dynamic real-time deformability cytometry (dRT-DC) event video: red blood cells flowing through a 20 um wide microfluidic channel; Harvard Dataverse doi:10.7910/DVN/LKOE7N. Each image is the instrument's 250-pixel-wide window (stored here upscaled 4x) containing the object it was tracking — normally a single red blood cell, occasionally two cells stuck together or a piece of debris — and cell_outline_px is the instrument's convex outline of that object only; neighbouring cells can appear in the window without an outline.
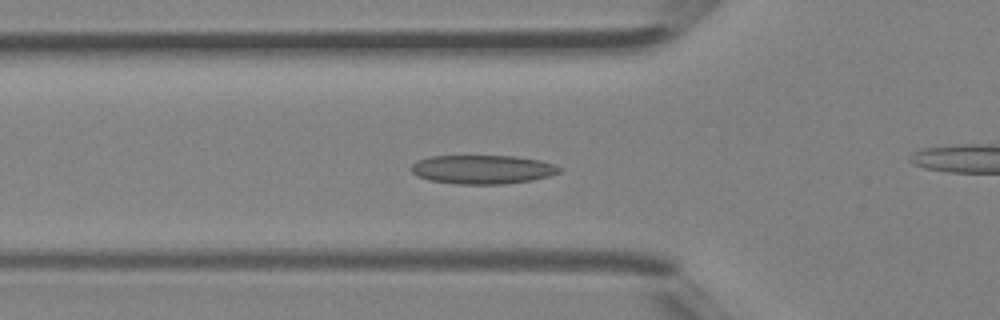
{"species": "Egyptian fruit bat (a non-hibernating species)", "species_latin": "Rousettus aegyptiacus", "temperature_condition": "room temperature", "stored_images_in_passage": 41, "camera_frame_rate_fps": 3000, "um_per_image_px": 0.085, "animal": {"sex": "female"}, "frame": {"image": 1, "passage_image": 14, "time_ms": 4.333, "image_size_px": [1000, 320], "cell_outline_px": [[564, 168], [560, 172], [548, 176], [532, 180], [504, 184], [456, 184], [428, 180], [416, 176], [412, 172], [412, 164], [416, 160], [428, 156], [516, 156], [540, 160], [556, 164]], "centroid_in_image_um": [41.02, 14.4], "position_along_channel_um": 84.8, "area_um2": 25.2}}
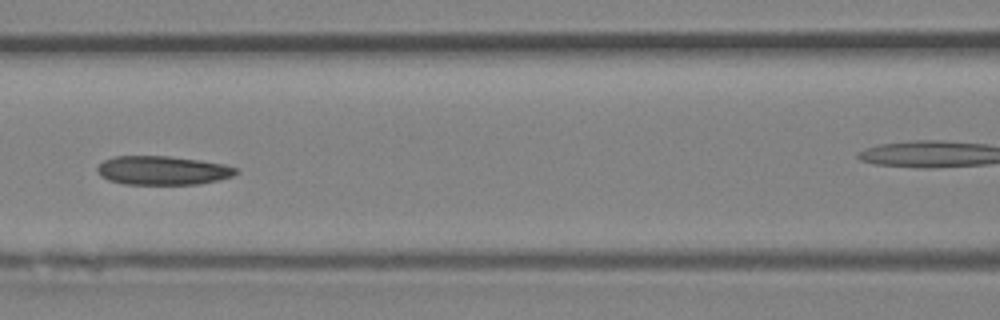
{"frame": {"image": 2, "passage_image": 18, "time_ms": 5.667, "image_size_px": [1000, 320], "cell_outline_px": [[240, 172], [232, 176], [200, 184], [124, 184], [108, 180], [100, 176], [96, 172], [96, 168], [104, 160], [112, 156], [168, 156], [200, 160], [224, 164], [236, 168]], "centroid_in_image_um": [13.79, 14.48], "position_along_channel_um": 152.8, "area_um2": 23.41}}
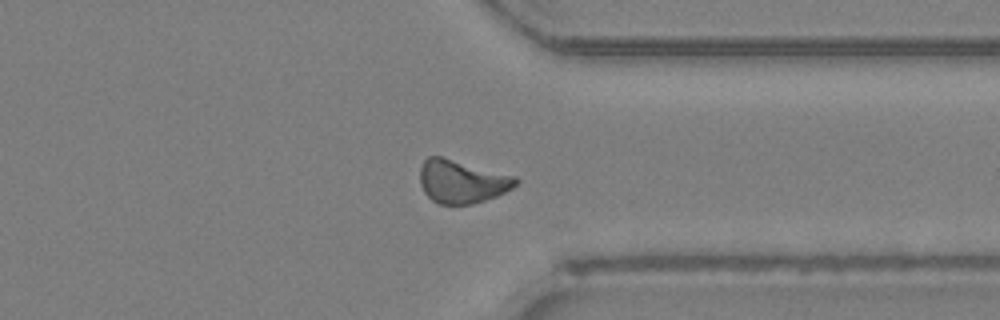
{"frame": {"image": 3, "passage_image": 31, "time_ms": 10.0, "image_size_px": [1000, 320], "cell_outline_px": [[520, 180], [512, 188], [496, 196], [472, 204], [440, 204], [432, 200], [424, 192], [420, 184], [420, 168], [424, 160], [428, 156], [440, 156], [516, 176]], "centroid_in_image_um": [39.25, 15.42], "position_along_channel_um": 372.2, "area_um2": 23.99}}